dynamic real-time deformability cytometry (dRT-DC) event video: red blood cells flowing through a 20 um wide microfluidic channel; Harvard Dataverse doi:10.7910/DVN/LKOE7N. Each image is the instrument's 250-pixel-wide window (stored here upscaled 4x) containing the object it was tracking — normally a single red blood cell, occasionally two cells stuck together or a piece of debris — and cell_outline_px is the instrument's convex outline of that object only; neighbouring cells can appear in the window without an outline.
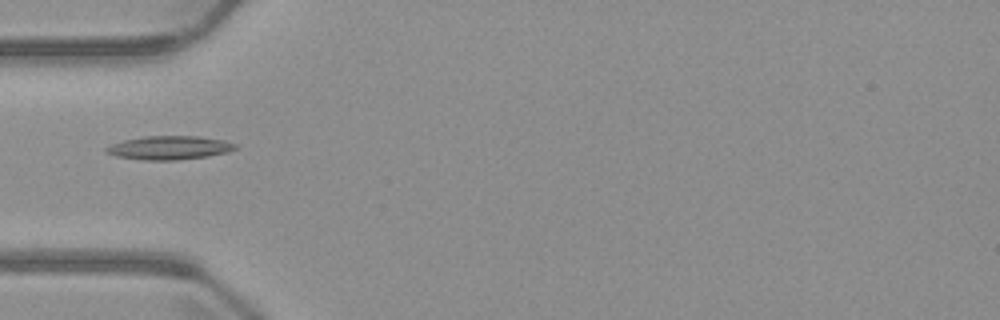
{"species": "common noctule bat (a hibernating species)", "species_latin": "Nyctalus noctula", "temperature_condition": "warm", "stored_images_in_passage": 1, "camera_frame_rate_fps": 3000, "um_per_image_px": 0.085, "animal": {"sex": "male", "body_mass_g": 23.1, "forearm_length_mm": 52.7}, "frame": {"image": 1, "passage_image": 1, "time_ms": 0.0, "image_size_px": [1000, 320], "cell_outline_px": [[236, 148], [228, 152], [208, 156], [176, 160], [140, 160], [116, 156], [104, 152], [104, 148], [112, 144], [124, 140], [144, 136], [200, 136], [224, 140], [236, 144]], "centroid_in_image_um": [14.37, 12.56], "position_along_channel_um": 70.6, "area_um2": 17.86}}